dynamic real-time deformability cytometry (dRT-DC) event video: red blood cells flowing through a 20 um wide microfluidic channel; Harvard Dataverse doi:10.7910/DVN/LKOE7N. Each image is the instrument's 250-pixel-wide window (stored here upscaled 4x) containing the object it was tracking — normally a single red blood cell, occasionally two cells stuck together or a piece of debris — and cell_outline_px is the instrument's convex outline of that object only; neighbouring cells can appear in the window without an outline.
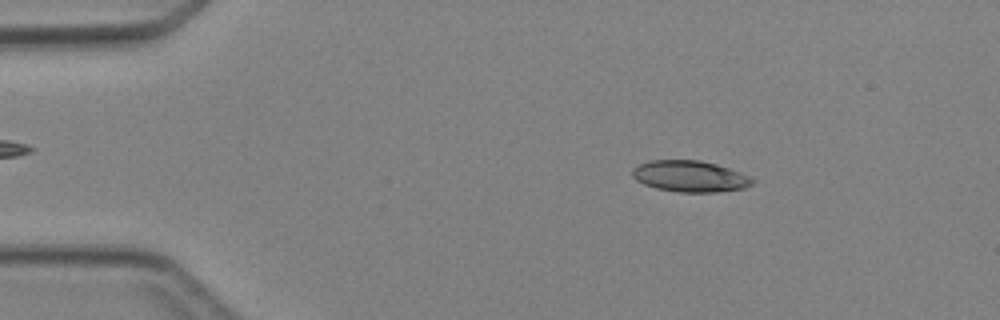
{"species": "Egyptian fruit bat (a non-hibernating species)", "species_latin": "Rousettus aegyptiacus", "temperature_condition": "cold", "stored_images_in_passage": 4, "camera_frame_rate_fps": 3000, "um_per_image_px": 0.085, "animal": {"sex": "female"}, "frame": {"image": 1, "passage_image": 2, "time_ms": 1.0, "image_size_px": [1000, 320], "cell_outline_px": [[756, 180], [752, 184], [744, 188], [716, 192], [676, 192], [656, 188], [644, 184], [636, 180], [632, 176], [632, 168], [648, 160], [700, 160], [716, 164], [740, 172]], "centroid_in_image_um": [58.63, 14.98], "position_along_channel_um": 26.4, "area_um2": 21.91}}